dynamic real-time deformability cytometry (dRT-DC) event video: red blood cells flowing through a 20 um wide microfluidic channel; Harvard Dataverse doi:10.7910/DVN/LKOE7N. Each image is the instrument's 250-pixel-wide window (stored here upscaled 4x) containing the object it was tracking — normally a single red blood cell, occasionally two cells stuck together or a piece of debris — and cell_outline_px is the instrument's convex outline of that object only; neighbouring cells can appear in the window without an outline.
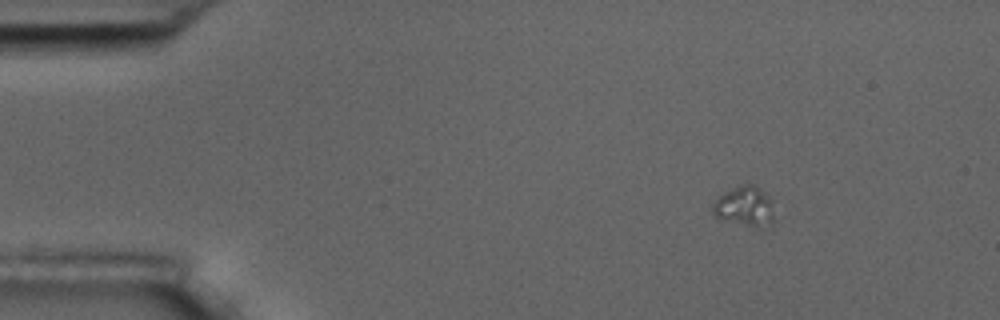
{"species": "common noctule bat (a hibernating species)", "species_latin": "Nyctalus noctula", "temperature_condition": "room temperature", "stored_images_in_passage": 5, "camera_frame_rate_fps": 3000, "um_per_image_px": 0.085, "animal": {"sex": "male", "body_mass_g": 17.5, "forearm_length_mm": 52.3}, "frame": {"image": 1, "passage_image": 1, "time_ms": 0.0, "image_size_px": [1000, 320], "cell_outline_px": [[772, 228], [752, 228], [724, 220], [712, 216], [712, 204], [724, 192], [740, 184], [756, 184], [772, 200]], "centroid_in_image_um": [63.31, 17.58], "position_along_channel_um": 21.7, "area_um2": 14.8}}
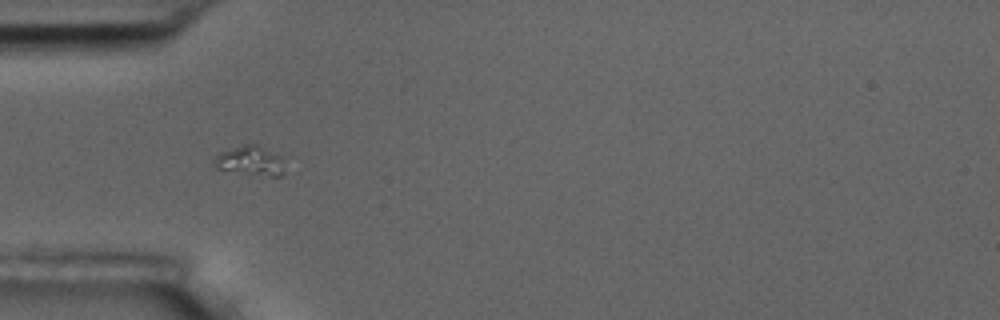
{"frame": {"image": 2, "passage_image": 4, "time_ms": 3.667, "image_size_px": [1000, 320], "cell_outline_px": [[284, 172], [280, 176], [268, 176], [216, 168], [212, 164], [216, 156], [220, 152], [244, 144], [256, 144], [280, 156], [284, 160]], "centroid_in_image_um": [21.29, 13.66], "position_along_channel_um": 63.7, "area_um2": 11.91}}